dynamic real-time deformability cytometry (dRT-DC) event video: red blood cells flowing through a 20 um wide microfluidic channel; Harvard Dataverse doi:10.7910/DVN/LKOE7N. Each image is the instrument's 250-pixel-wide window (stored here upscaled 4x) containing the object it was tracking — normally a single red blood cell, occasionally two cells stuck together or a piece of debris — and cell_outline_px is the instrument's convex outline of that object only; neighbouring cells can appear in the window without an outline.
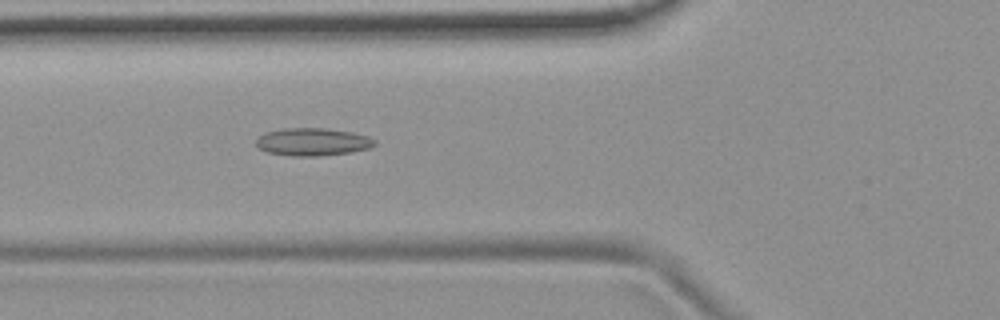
{"species": "common noctule bat (a hibernating species)", "species_latin": "Nyctalus noctula", "temperature_condition": "room temperature", "stored_images_in_passage": 41, "camera_frame_rate_fps": 3000, "um_per_image_px": 0.085, "animal": {"sex": "female", "body_mass_g": 19.9}, "frame": {"image": 1, "passage_image": 7, "time_ms": 2.0, "image_size_px": [1000, 320], "cell_outline_px": [[376, 144], [368, 148], [352, 152], [320, 156], [292, 156], [268, 152], [260, 148], [256, 144], [256, 140], [260, 136], [268, 132], [284, 128], [328, 128], [352, 132], [368, 136], [376, 140]], "centroid_in_image_um": [26.61, 12.06], "position_along_channel_um": 99.2, "area_um2": 19.07}}
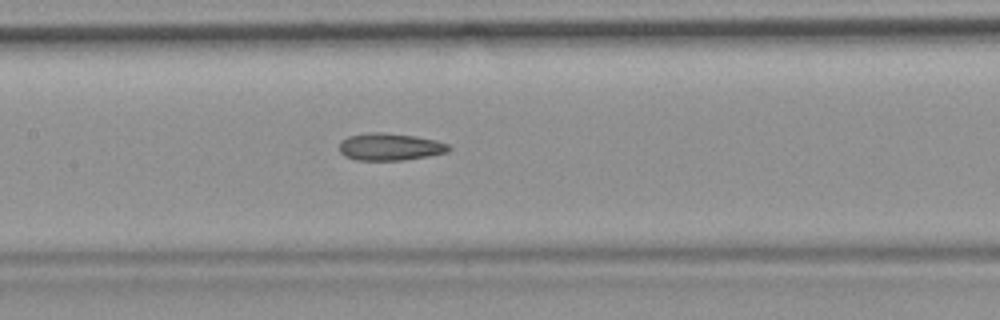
{"frame": {"image": 2, "passage_image": 13, "time_ms": 4.0, "image_size_px": [1000, 320], "cell_outline_px": [[452, 148], [448, 152], [428, 156], [404, 160], [356, 160], [344, 156], [340, 152], [340, 140], [348, 136], [372, 132], [380, 132], [416, 136], [436, 140], [448, 144]], "centroid_in_image_um": [33.15, 12.48], "position_along_channel_um": 174.3, "area_um2": 17.46}}
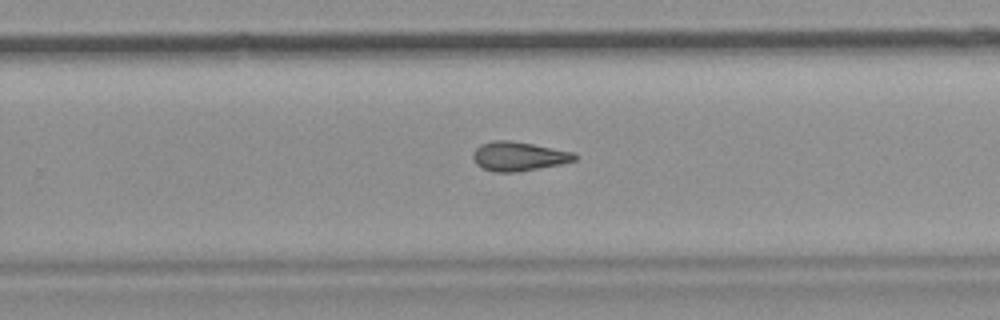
{"frame": {"image": 3, "passage_image": 22, "time_ms": 7.0, "image_size_px": [1000, 320], "cell_outline_px": [[576, 160], [560, 164], [516, 172], [496, 172], [484, 168], [476, 164], [472, 156], [472, 152], [480, 144], [492, 140], [508, 140], [532, 144], [576, 152]], "centroid_in_image_um": [44.07, 13.27], "position_along_channel_um": 285.7, "area_um2": 17.22}, "authors_computed_cell_mechanics": {"area_um2": 17.2822, "velocity_mm_per_s": 3.7413, "shape_relaxation_time_tau1_ms": null, "shape_relaxation_time_tau2_ms": 4.8325, "deformation_change_tau1": null, "deformation_change_tau2": 0.1431}}